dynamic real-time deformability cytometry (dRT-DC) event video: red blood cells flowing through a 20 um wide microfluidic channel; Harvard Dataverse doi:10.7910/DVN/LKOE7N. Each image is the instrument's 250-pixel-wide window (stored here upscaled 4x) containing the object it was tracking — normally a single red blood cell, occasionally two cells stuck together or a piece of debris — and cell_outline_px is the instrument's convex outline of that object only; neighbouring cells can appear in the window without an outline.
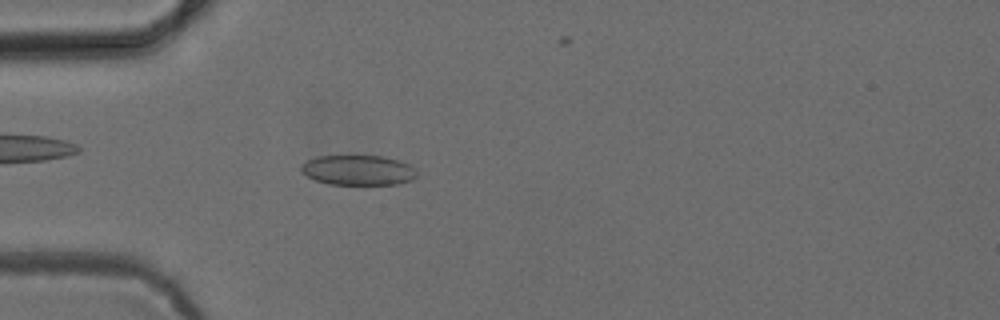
{"species": "common noctule bat (a hibernating species)", "species_latin": "Nyctalus noctula", "temperature_condition": "cold", "stored_images_in_passage": 51, "camera_frame_rate_fps": 3000, "um_per_image_px": 0.085, "animal": {"sex": "female", "body_mass_g": 24.6, "forearm_length_mm": 56.2}, "frame": {"image": 1, "passage_image": 14, "time_ms": 4.333, "image_size_px": [1000, 320], "cell_outline_px": [[416, 176], [412, 180], [396, 184], [328, 184], [316, 180], [308, 176], [300, 168], [308, 160], [316, 156], [384, 156], [400, 160], [408, 164], [416, 172]], "centroid_in_image_um": [30.46, 14.46], "position_along_channel_um": 54.5, "area_um2": 20.0}}
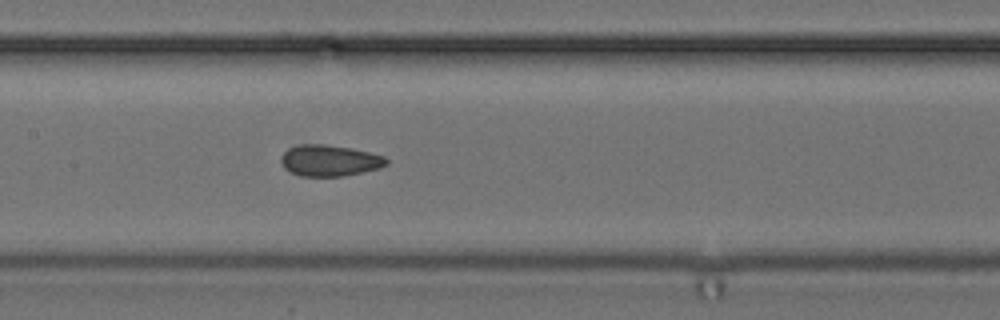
{"frame": {"image": 2, "passage_image": 24, "time_ms": 7.667, "image_size_px": [1000, 320], "cell_outline_px": [[388, 164], [380, 168], [344, 176], [300, 176], [284, 168], [280, 160], [280, 156], [288, 148], [300, 144], [324, 144], [352, 148], [384, 156], [388, 160]], "centroid_in_image_um": [28.0, 13.64], "position_along_channel_um": 179.4, "area_um2": 19.25}}
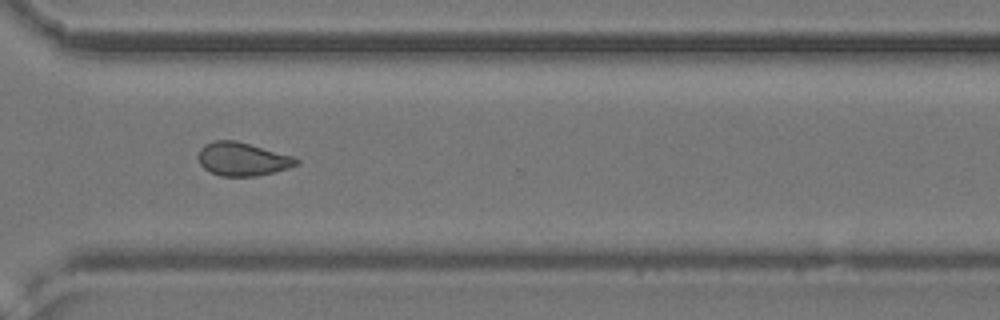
{"frame": {"image": 3, "passage_image": 37, "time_ms": 12.0, "image_size_px": [1000, 320], "cell_outline_px": [[300, 164], [288, 168], [256, 176], [220, 176], [204, 168], [200, 164], [200, 148], [204, 144], [216, 140], [236, 140], [296, 156], [300, 160]], "centroid_in_image_um": [20.67, 13.51], "position_along_channel_um": 349.9, "area_um2": 19.13}, "authors_computed_cell_mechanics": {"area_um2": 19.1896, "velocity_mm_per_s": 3.9568, "shape_relaxation_time_tau1_ms": null, "shape_relaxation_time_tau2_ms": 2.0377, "deformation_change_tau1": null, "deformation_change_tau2": 0.0735}}